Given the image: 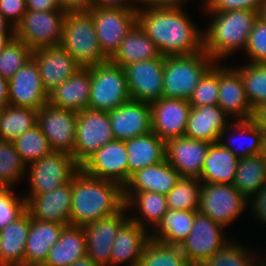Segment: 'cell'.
I'll list each match as a JSON object with an SVG mask.
<instances>
[{"label": "cell", "mask_w": 266, "mask_h": 266, "mask_svg": "<svg viewBox=\"0 0 266 266\" xmlns=\"http://www.w3.org/2000/svg\"><path fill=\"white\" fill-rule=\"evenodd\" d=\"M138 10L137 23L163 56L191 55L203 51V35L180 7Z\"/></svg>", "instance_id": "1"}, {"label": "cell", "mask_w": 266, "mask_h": 266, "mask_svg": "<svg viewBox=\"0 0 266 266\" xmlns=\"http://www.w3.org/2000/svg\"><path fill=\"white\" fill-rule=\"evenodd\" d=\"M124 208V188L120 184L90 176L81 168L72 177L70 225L83 227Z\"/></svg>", "instance_id": "2"}, {"label": "cell", "mask_w": 266, "mask_h": 266, "mask_svg": "<svg viewBox=\"0 0 266 266\" xmlns=\"http://www.w3.org/2000/svg\"><path fill=\"white\" fill-rule=\"evenodd\" d=\"M216 13V18L203 36V50L213 59L246 47L248 37L259 12L252 9H236Z\"/></svg>", "instance_id": "3"}, {"label": "cell", "mask_w": 266, "mask_h": 266, "mask_svg": "<svg viewBox=\"0 0 266 266\" xmlns=\"http://www.w3.org/2000/svg\"><path fill=\"white\" fill-rule=\"evenodd\" d=\"M211 60L204 50L191 55L164 56L163 98L189 100L201 77L213 66Z\"/></svg>", "instance_id": "4"}, {"label": "cell", "mask_w": 266, "mask_h": 266, "mask_svg": "<svg viewBox=\"0 0 266 266\" xmlns=\"http://www.w3.org/2000/svg\"><path fill=\"white\" fill-rule=\"evenodd\" d=\"M60 45L81 67L95 66L109 60L101 51L95 24L88 11L66 13Z\"/></svg>", "instance_id": "5"}, {"label": "cell", "mask_w": 266, "mask_h": 266, "mask_svg": "<svg viewBox=\"0 0 266 266\" xmlns=\"http://www.w3.org/2000/svg\"><path fill=\"white\" fill-rule=\"evenodd\" d=\"M91 88L88 108L110 112L132 100L124 68L110 60L90 66Z\"/></svg>", "instance_id": "6"}, {"label": "cell", "mask_w": 266, "mask_h": 266, "mask_svg": "<svg viewBox=\"0 0 266 266\" xmlns=\"http://www.w3.org/2000/svg\"><path fill=\"white\" fill-rule=\"evenodd\" d=\"M65 17L66 12L63 10H27L21 22L14 28V36L31 50L60 45Z\"/></svg>", "instance_id": "7"}, {"label": "cell", "mask_w": 266, "mask_h": 266, "mask_svg": "<svg viewBox=\"0 0 266 266\" xmlns=\"http://www.w3.org/2000/svg\"><path fill=\"white\" fill-rule=\"evenodd\" d=\"M113 139L109 112L89 108L79 111L73 150L75 162L81 166L100 147Z\"/></svg>", "instance_id": "8"}, {"label": "cell", "mask_w": 266, "mask_h": 266, "mask_svg": "<svg viewBox=\"0 0 266 266\" xmlns=\"http://www.w3.org/2000/svg\"><path fill=\"white\" fill-rule=\"evenodd\" d=\"M88 12L93 18L101 51L110 59L125 35L137 23V10L92 7Z\"/></svg>", "instance_id": "9"}, {"label": "cell", "mask_w": 266, "mask_h": 266, "mask_svg": "<svg viewBox=\"0 0 266 266\" xmlns=\"http://www.w3.org/2000/svg\"><path fill=\"white\" fill-rule=\"evenodd\" d=\"M246 199L234 185L203 183L198 211L226 226L241 214Z\"/></svg>", "instance_id": "10"}, {"label": "cell", "mask_w": 266, "mask_h": 266, "mask_svg": "<svg viewBox=\"0 0 266 266\" xmlns=\"http://www.w3.org/2000/svg\"><path fill=\"white\" fill-rule=\"evenodd\" d=\"M31 164V196L51 192L66 184L80 169L71 154L56 151Z\"/></svg>", "instance_id": "11"}, {"label": "cell", "mask_w": 266, "mask_h": 266, "mask_svg": "<svg viewBox=\"0 0 266 266\" xmlns=\"http://www.w3.org/2000/svg\"><path fill=\"white\" fill-rule=\"evenodd\" d=\"M221 224L197 211L189 236L180 244L185 258L191 266H200L209 257L222 249L227 242L221 236Z\"/></svg>", "instance_id": "12"}, {"label": "cell", "mask_w": 266, "mask_h": 266, "mask_svg": "<svg viewBox=\"0 0 266 266\" xmlns=\"http://www.w3.org/2000/svg\"><path fill=\"white\" fill-rule=\"evenodd\" d=\"M125 141L113 139L93 153L80 168L88 175L112 181L123 188L128 183Z\"/></svg>", "instance_id": "13"}, {"label": "cell", "mask_w": 266, "mask_h": 266, "mask_svg": "<svg viewBox=\"0 0 266 266\" xmlns=\"http://www.w3.org/2000/svg\"><path fill=\"white\" fill-rule=\"evenodd\" d=\"M77 112L58 109L46 104L37 115V125L47 138L52 151L65 152L73 157L76 138Z\"/></svg>", "instance_id": "14"}, {"label": "cell", "mask_w": 266, "mask_h": 266, "mask_svg": "<svg viewBox=\"0 0 266 266\" xmlns=\"http://www.w3.org/2000/svg\"><path fill=\"white\" fill-rule=\"evenodd\" d=\"M164 56L124 67L131 99L152 103L163 97Z\"/></svg>", "instance_id": "15"}, {"label": "cell", "mask_w": 266, "mask_h": 266, "mask_svg": "<svg viewBox=\"0 0 266 266\" xmlns=\"http://www.w3.org/2000/svg\"><path fill=\"white\" fill-rule=\"evenodd\" d=\"M9 105L40 110L48 104L36 62L30 58L8 80Z\"/></svg>", "instance_id": "16"}, {"label": "cell", "mask_w": 266, "mask_h": 266, "mask_svg": "<svg viewBox=\"0 0 266 266\" xmlns=\"http://www.w3.org/2000/svg\"><path fill=\"white\" fill-rule=\"evenodd\" d=\"M44 89L49 93L70 78L81 66L61 45L32 50Z\"/></svg>", "instance_id": "17"}, {"label": "cell", "mask_w": 266, "mask_h": 266, "mask_svg": "<svg viewBox=\"0 0 266 266\" xmlns=\"http://www.w3.org/2000/svg\"><path fill=\"white\" fill-rule=\"evenodd\" d=\"M152 132L165 142L185 135L192 106L189 100L161 98L150 103Z\"/></svg>", "instance_id": "18"}, {"label": "cell", "mask_w": 266, "mask_h": 266, "mask_svg": "<svg viewBox=\"0 0 266 266\" xmlns=\"http://www.w3.org/2000/svg\"><path fill=\"white\" fill-rule=\"evenodd\" d=\"M32 219L69 225L72 205V179L51 192L26 197Z\"/></svg>", "instance_id": "19"}, {"label": "cell", "mask_w": 266, "mask_h": 266, "mask_svg": "<svg viewBox=\"0 0 266 266\" xmlns=\"http://www.w3.org/2000/svg\"><path fill=\"white\" fill-rule=\"evenodd\" d=\"M211 143L181 136L166 141L165 155L181 177L200 178Z\"/></svg>", "instance_id": "20"}, {"label": "cell", "mask_w": 266, "mask_h": 266, "mask_svg": "<svg viewBox=\"0 0 266 266\" xmlns=\"http://www.w3.org/2000/svg\"><path fill=\"white\" fill-rule=\"evenodd\" d=\"M114 139L126 141L152 131L150 103L130 100L109 112Z\"/></svg>", "instance_id": "21"}, {"label": "cell", "mask_w": 266, "mask_h": 266, "mask_svg": "<svg viewBox=\"0 0 266 266\" xmlns=\"http://www.w3.org/2000/svg\"><path fill=\"white\" fill-rule=\"evenodd\" d=\"M122 211L114 216L83 226L86 234V255L96 265H111V249L120 227L128 220Z\"/></svg>", "instance_id": "22"}, {"label": "cell", "mask_w": 266, "mask_h": 266, "mask_svg": "<svg viewBox=\"0 0 266 266\" xmlns=\"http://www.w3.org/2000/svg\"><path fill=\"white\" fill-rule=\"evenodd\" d=\"M90 88V67H81L70 78L48 93V104L58 109L78 113L88 108Z\"/></svg>", "instance_id": "23"}, {"label": "cell", "mask_w": 266, "mask_h": 266, "mask_svg": "<svg viewBox=\"0 0 266 266\" xmlns=\"http://www.w3.org/2000/svg\"><path fill=\"white\" fill-rule=\"evenodd\" d=\"M222 68V69H221ZM219 68V96L217 105L228 115H237L239 120L252 119L253 111L237 70Z\"/></svg>", "instance_id": "24"}, {"label": "cell", "mask_w": 266, "mask_h": 266, "mask_svg": "<svg viewBox=\"0 0 266 266\" xmlns=\"http://www.w3.org/2000/svg\"><path fill=\"white\" fill-rule=\"evenodd\" d=\"M226 114L218 105L192 107L184 136L211 144L218 142L226 131Z\"/></svg>", "instance_id": "25"}, {"label": "cell", "mask_w": 266, "mask_h": 266, "mask_svg": "<svg viewBox=\"0 0 266 266\" xmlns=\"http://www.w3.org/2000/svg\"><path fill=\"white\" fill-rule=\"evenodd\" d=\"M142 220L128 219L119 229L111 249V264H119L127 260L131 266H138L144 246L150 239L146 234Z\"/></svg>", "instance_id": "26"}, {"label": "cell", "mask_w": 266, "mask_h": 266, "mask_svg": "<svg viewBox=\"0 0 266 266\" xmlns=\"http://www.w3.org/2000/svg\"><path fill=\"white\" fill-rule=\"evenodd\" d=\"M64 226L55 222L34 220L31 217L24 266H42L47 260L49 250L58 241Z\"/></svg>", "instance_id": "27"}, {"label": "cell", "mask_w": 266, "mask_h": 266, "mask_svg": "<svg viewBox=\"0 0 266 266\" xmlns=\"http://www.w3.org/2000/svg\"><path fill=\"white\" fill-rule=\"evenodd\" d=\"M125 146L128 153V181L136 171L160 163L166 158V142L152 131L126 140Z\"/></svg>", "instance_id": "28"}, {"label": "cell", "mask_w": 266, "mask_h": 266, "mask_svg": "<svg viewBox=\"0 0 266 266\" xmlns=\"http://www.w3.org/2000/svg\"><path fill=\"white\" fill-rule=\"evenodd\" d=\"M180 177L181 175L165 158L160 163L132 174L124 186V190L132 188L135 192H157L166 195L176 185Z\"/></svg>", "instance_id": "29"}, {"label": "cell", "mask_w": 266, "mask_h": 266, "mask_svg": "<svg viewBox=\"0 0 266 266\" xmlns=\"http://www.w3.org/2000/svg\"><path fill=\"white\" fill-rule=\"evenodd\" d=\"M157 45L146 35L145 31L136 23L125 35L118 50L109 59L114 64L125 66L161 57Z\"/></svg>", "instance_id": "30"}, {"label": "cell", "mask_w": 266, "mask_h": 266, "mask_svg": "<svg viewBox=\"0 0 266 266\" xmlns=\"http://www.w3.org/2000/svg\"><path fill=\"white\" fill-rule=\"evenodd\" d=\"M239 158L219 142L212 143L203 161L199 178L205 183L234 185Z\"/></svg>", "instance_id": "31"}, {"label": "cell", "mask_w": 266, "mask_h": 266, "mask_svg": "<svg viewBox=\"0 0 266 266\" xmlns=\"http://www.w3.org/2000/svg\"><path fill=\"white\" fill-rule=\"evenodd\" d=\"M85 255L86 234L83 227L69 224L63 227L42 266H70Z\"/></svg>", "instance_id": "32"}, {"label": "cell", "mask_w": 266, "mask_h": 266, "mask_svg": "<svg viewBox=\"0 0 266 266\" xmlns=\"http://www.w3.org/2000/svg\"><path fill=\"white\" fill-rule=\"evenodd\" d=\"M31 225L26 211L16 221L0 230V250L8 266H24L25 246Z\"/></svg>", "instance_id": "33"}, {"label": "cell", "mask_w": 266, "mask_h": 266, "mask_svg": "<svg viewBox=\"0 0 266 266\" xmlns=\"http://www.w3.org/2000/svg\"><path fill=\"white\" fill-rule=\"evenodd\" d=\"M196 212L195 210H168L158 224L159 235H151L150 238L165 244L180 246L191 233Z\"/></svg>", "instance_id": "34"}, {"label": "cell", "mask_w": 266, "mask_h": 266, "mask_svg": "<svg viewBox=\"0 0 266 266\" xmlns=\"http://www.w3.org/2000/svg\"><path fill=\"white\" fill-rule=\"evenodd\" d=\"M266 184V159L261 155L239 158L234 187L246 198Z\"/></svg>", "instance_id": "35"}, {"label": "cell", "mask_w": 266, "mask_h": 266, "mask_svg": "<svg viewBox=\"0 0 266 266\" xmlns=\"http://www.w3.org/2000/svg\"><path fill=\"white\" fill-rule=\"evenodd\" d=\"M38 110L7 105L0 110V141L12 142L37 124Z\"/></svg>", "instance_id": "36"}, {"label": "cell", "mask_w": 266, "mask_h": 266, "mask_svg": "<svg viewBox=\"0 0 266 266\" xmlns=\"http://www.w3.org/2000/svg\"><path fill=\"white\" fill-rule=\"evenodd\" d=\"M138 266H191L180 246L149 239L143 249Z\"/></svg>", "instance_id": "37"}, {"label": "cell", "mask_w": 266, "mask_h": 266, "mask_svg": "<svg viewBox=\"0 0 266 266\" xmlns=\"http://www.w3.org/2000/svg\"><path fill=\"white\" fill-rule=\"evenodd\" d=\"M198 180V181H197ZM199 178L180 177L176 185L165 195L169 210H199L202 185Z\"/></svg>", "instance_id": "38"}, {"label": "cell", "mask_w": 266, "mask_h": 266, "mask_svg": "<svg viewBox=\"0 0 266 266\" xmlns=\"http://www.w3.org/2000/svg\"><path fill=\"white\" fill-rule=\"evenodd\" d=\"M132 193L134 194L132 189L130 191L124 190L125 208H127L129 204L137 203V205L140 206V212L143 213V217L145 216L144 219L147 217L150 222L158 226L169 210L166 196L157 192H136L135 200Z\"/></svg>", "instance_id": "39"}, {"label": "cell", "mask_w": 266, "mask_h": 266, "mask_svg": "<svg viewBox=\"0 0 266 266\" xmlns=\"http://www.w3.org/2000/svg\"><path fill=\"white\" fill-rule=\"evenodd\" d=\"M12 142L25 164L34 163L52 152L47 138L37 124Z\"/></svg>", "instance_id": "40"}, {"label": "cell", "mask_w": 266, "mask_h": 266, "mask_svg": "<svg viewBox=\"0 0 266 266\" xmlns=\"http://www.w3.org/2000/svg\"><path fill=\"white\" fill-rule=\"evenodd\" d=\"M249 64L237 71L242 77L246 96L254 109L266 103V63Z\"/></svg>", "instance_id": "41"}, {"label": "cell", "mask_w": 266, "mask_h": 266, "mask_svg": "<svg viewBox=\"0 0 266 266\" xmlns=\"http://www.w3.org/2000/svg\"><path fill=\"white\" fill-rule=\"evenodd\" d=\"M32 57V50L15 36L0 52V75L8 80Z\"/></svg>", "instance_id": "42"}, {"label": "cell", "mask_w": 266, "mask_h": 266, "mask_svg": "<svg viewBox=\"0 0 266 266\" xmlns=\"http://www.w3.org/2000/svg\"><path fill=\"white\" fill-rule=\"evenodd\" d=\"M25 166L13 142L0 141V183L10 188V184L24 173Z\"/></svg>", "instance_id": "43"}, {"label": "cell", "mask_w": 266, "mask_h": 266, "mask_svg": "<svg viewBox=\"0 0 266 266\" xmlns=\"http://www.w3.org/2000/svg\"><path fill=\"white\" fill-rule=\"evenodd\" d=\"M219 96V67H210L199 80L189 98L192 107L217 105Z\"/></svg>", "instance_id": "44"}, {"label": "cell", "mask_w": 266, "mask_h": 266, "mask_svg": "<svg viewBox=\"0 0 266 266\" xmlns=\"http://www.w3.org/2000/svg\"><path fill=\"white\" fill-rule=\"evenodd\" d=\"M246 255L244 249L228 242L200 266H252L253 260Z\"/></svg>", "instance_id": "45"}, {"label": "cell", "mask_w": 266, "mask_h": 266, "mask_svg": "<svg viewBox=\"0 0 266 266\" xmlns=\"http://www.w3.org/2000/svg\"><path fill=\"white\" fill-rule=\"evenodd\" d=\"M9 189L6 188L0 193V230L16 221L27 211V201L17 200Z\"/></svg>", "instance_id": "46"}, {"label": "cell", "mask_w": 266, "mask_h": 266, "mask_svg": "<svg viewBox=\"0 0 266 266\" xmlns=\"http://www.w3.org/2000/svg\"><path fill=\"white\" fill-rule=\"evenodd\" d=\"M244 49L252 63H266V22L261 17L255 21Z\"/></svg>", "instance_id": "47"}, {"label": "cell", "mask_w": 266, "mask_h": 266, "mask_svg": "<svg viewBox=\"0 0 266 266\" xmlns=\"http://www.w3.org/2000/svg\"><path fill=\"white\" fill-rule=\"evenodd\" d=\"M237 121L238 122L234 127H236L238 130H241L243 132L246 131L247 134L249 133V135L252 136L251 138L252 139L254 138V139L250 141L251 143L250 144L248 143L247 144L248 146L246 145L245 148L242 149L241 152L240 151L235 152L227 144H223V143H220V144L226 147L228 150H231V152L238 158H245V157L261 154L263 136H264L263 132L257 127V125L252 119L237 120Z\"/></svg>", "instance_id": "48"}, {"label": "cell", "mask_w": 266, "mask_h": 266, "mask_svg": "<svg viewBox=\"0 0 266 266\" xmlns=\"http://www.w3.org/2000/svg\"><path fill=\"white\" fill-rule=\"evenodd\" d=\"M209 11L225 12L236 9H252L260 12L264 0H208Z\"/></svg>", "instance_id": "49"}, {"label": "cell", "mask_w": 266, "mask_h": 266, "mask_svg": "<svg viewBox=\"0 0 266 266\" xmlns=\"http://www.w3.org/2000/svg\"><path fill=\"white\" fill-rule=\"evenodd\" d=\"M26 11L25 0H0V13L3 17L6 20L8 17H12V19L15 18L12 22V34H14V28L21 22Z\"/></svg>", "instance_id": "50"}, {"label": "cell", "mask_w": 266, "mask_h": 266, "mask_svg": "<svg viewBox=\"0 0 266 266\" xmlns=\"http://www.w3.org/2000/svg\"><path fill=\"white\" fill-rule=\"evenodd\" d=\"M28 11L62 10L60 0H25Z\"/></svg>", "instance_id": "51"}, {"label": "cell", "mask_w": 266, "mask_h": 266, "mask_svg": "<svg viewBox=\"0 0 266 266\" xmlns=\"http://www.w3.org/2000/svg\"><path fill=\"white\" fill-rule=\"evenodd\" d=\"M62 10L69 12H86L89 11L93 5L94 0H60Z\"/></svg>", "instance_id": "52"}, {"label": "cell", "mask_w": 266, "mask_h": 266, "mask_svg": "<svg viewBox=\"0 0 266 266\" xmlns=\"http://www.w3.org/2000/svg\"><path fill=\"white\" fill-rule=\"evenodd\" d=\"M256 199L254 200V210L257 213V217H260V220L263 223H266V184L255 193Z\"/></svg>", "instance_id": "53"}, {"label": "cell", "mask_w": 266, "mask_h": 266, "mask_svg": "<svg viewBox=\"0 0 266 266\" xmlns=\"http://www.w3.org/2000/svg\"><path fill=\"white\" fill-rule=\"evenodd\" d=\"M252 120L263 134H266V103H262L254 108Z\"/></svg>", "instance_id": "54"}, {"label": "cell", "mask_w": 266, "mask_h": 266, "mask_svg": "<svg viewBox=\"0 0 266 266\" xmlns=\"http://www.w3.org/2000/svg\"><path fill=\"white\" fill-rule=\"evenodd\" d=\"M93 7H109V8H121V9H127V10H136V8H134V6L133 7L127 6L126 2L124 4V0H94Z\"/></svg>", "instance_id": "55"}, {"label": "cell", "mask_w": 266, "mask_h": 266, "mask_svg": "<svg viewBox=\"0 0 266 266\" xmlns=\"http://www.w3.org/2000/svg\"><path fill=\"white\" fill-rule=\"evenodd\" d=\"M144 3H149L150 8H163V7H179L180 2L183 0H140Z\"/></svg>", "instance_id": "56"}, {"label": "cell", "mask_w": 266, "mask_h": 266, "mask_svg": "<svg viewBox=\"0 0 266 266\" xmlns=\"http://www.w3.org/2000/svg\"><path fill=\"white\" fill-rule=\"evenodd\" d=\"M9 105L8 79L0 75V110Z\"/></svg>", "instance_id": "57"}, {"label": "cell", "mask_w": 266, "mask_h": 266, "mask_svg": "<svg viewBox=\"0 0 266 266\" xmlns=\"http://www.w3.org/2000/svg\"><path fill=\"white\" fill-rule=\"evenodd\" d=\"M70 266H98V265H96L95 262L91 258L85 255L84 257L77 259Z\"/></svg>", "instance_id": "58"}, {"label": "cell", "mask_w": 266, "mask_h": 266, "mask_svg": "<svg viewBox=\"0 0 266 266\" xmlns=\"http://www.w3.org/2000/svg\"><path fill=\"white\" fill-rule=\"evenodd\" d=\"M14 37V34L7 35L6 34H0V52L3 50V48L9 43V41Z\"/></svg>", "instance_id": "59"}, {"label": "cell", "mask_w": 266, "mask_h": 266, "mask_svg": "<svg viewBox=\"0 0 266 266\" xmlns=\"http://www.w3.org/2000/svg\"><path fill=\"white\" fill-rule=\"evenodd\" d=\"M7 21L3 15L0 13V34H6V25L7 23L5 22Z\"/></svg>", "instance_id": "60"}, {"label": "cell", "mask_w": 266, "mask_h": 266, "mask_svg": "<svg viewBox=\"0 0 266 266\" xmlns=\"http://www.w3.org/2000/svg\"><path fill=\"white\" fill-rule=\"evenodd\" d=\"M259 17H261L266 22V0H264L263 6L259 12Z\"/></svg>", "instance_id": "61"}, {"label": "cell", "mask_w": 266, "mask_h": 266, "mask_svg": "<svg viewBox=\"0 0 266 266\" xmlns=\"http://www.w3.org/2000/svg\"><path fill=\"white\" fill-rule=\"evenodd\" d=\"M261 155L266 159V134H264V136H263Z\"/></svg>", "instance_id": "62"}, {"label": "cell", "mask_w": 266, "mask_h": 266, "mask_svg": "<svg viewBox=\"0 0 266 266\" xmlns=\"http://www.w3.org/2000/svg\"><path fill=\"white\" fill-rule=\"evenodd\" d=\"M0 266H8L6 263H5V260L2 256V253H1V250H0Z\"/></svg>", "instance_id": "63"}, {"label": "cell", "mask_w": 266, "mask_h": 266, "mask_svg": "<svg viewBox=\"0 0 266 266\" xmlns=\"http://www.w3.org/2000/svg\"><path fill=\"white\" fill-rule=\"evenodd\" d=\"M6 189V187L2 184V183H0V193L2 192V191H4Z\"/></svg>", "instance_id": "64"}]
</instances>
